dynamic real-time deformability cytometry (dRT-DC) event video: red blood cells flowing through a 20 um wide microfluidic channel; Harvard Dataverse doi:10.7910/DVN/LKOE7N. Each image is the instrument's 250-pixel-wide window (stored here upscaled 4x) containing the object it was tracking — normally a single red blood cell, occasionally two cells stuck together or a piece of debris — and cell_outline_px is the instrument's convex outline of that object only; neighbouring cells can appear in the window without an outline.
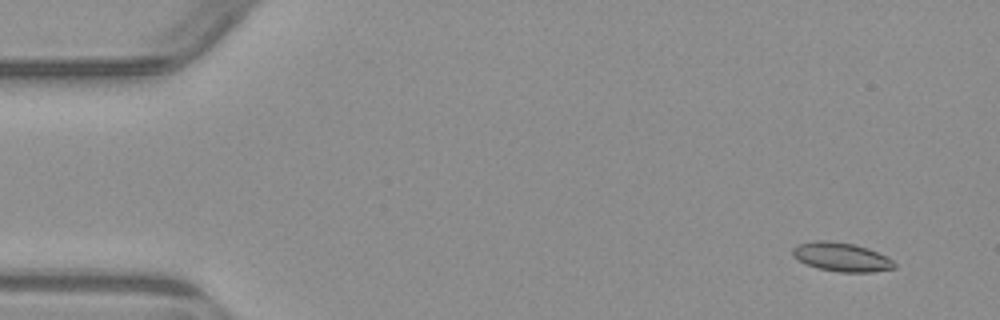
{"species": "common noctule bat (a hibernating species)", "species_latin": "Nyctalus noctula", "temperature_condition": "warm", "stored_images_in_passage": 5, "camera_frame_rate_fps": 3000, "um_per_image_px": 0.085, "animal": {"sex": "male", "body_mass_g": 23.1, "forearm_length_mm": 52.7}, "frame": {"image": 1, "passage_image": 2, "time_ms": 1.0, "image_size_px": [1000, 320], "cell_outline_px": [[896, 268], [872, 272], [840, 272], [816, 268], [804, 264], [792, 256], [792, 248], [796, 244], [816, 240], [828, 240], [856, 244], [868, 248], [888, 256], [896, 264]], "centroid_in_image_um": [71.5, 21.84], "position_along_channel_um": 13.5, "area_um2": 17.51}}
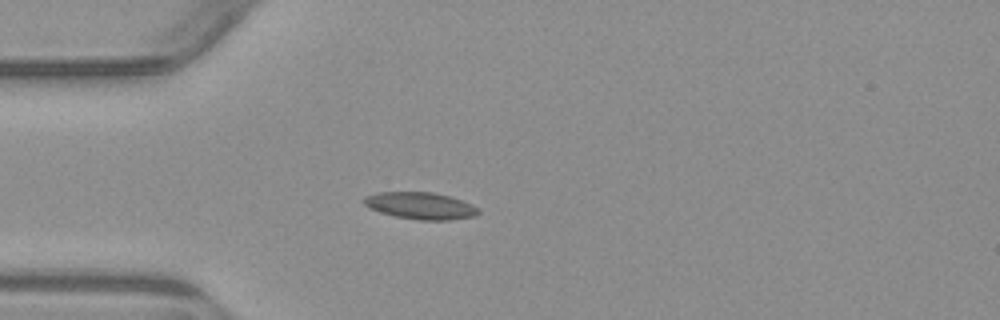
{"frame": {"image": 2, "passage_image": 5, "time_ms": 4.667, "image_size_px": [1000, 320], "cell_outline_px": [[480, 212], [472, 216], [452, 220], [420, 220], [396, 216], [380, 212], [368, 208], [364, 204], [364, 196], [376, 192], [432, 192], [448, 196], [472, 204], [480, 208]], "centroid_in_image_um": [35.72, 17.48], "position_along_channel_um": 49.3, "area_um2": 17.92}}